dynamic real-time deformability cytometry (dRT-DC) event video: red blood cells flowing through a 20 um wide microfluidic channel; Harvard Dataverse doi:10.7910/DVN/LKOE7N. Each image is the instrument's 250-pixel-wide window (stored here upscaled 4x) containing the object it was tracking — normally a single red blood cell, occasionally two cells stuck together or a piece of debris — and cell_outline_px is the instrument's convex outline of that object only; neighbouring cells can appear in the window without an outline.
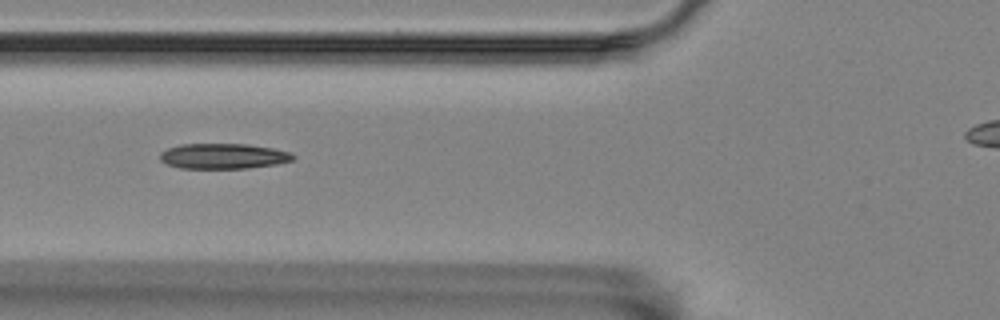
{"species": "Egyptian fruit bat (a non-hibernating species)", "species_latin": "Rousettus aegyptiacus", "temperature_condition": "room temperature", "stored_images_in_passage": 8, "segment_of_instrument_passage": [2, 2], "camera_frame_rate_fps": 3000, "um_per_image_px": 0.085, "animal": {"sex": "female"}, "frame": {"image": 1, "passage_image": 7, "time_ms": 2.0, "image_size_px": [1000, 320], "cell_outline_px": [[296, 156], [292, 160], [276, 164], [248, 168], [180, 168], [168, 164], [160, 160], [160, 152], [168, 148], [180, 144], [248, 144], [272, 148], [288, 152]], "centroid_in_image_um": [18.96, 13.27], "position_along_channel_um": 106.8, "area_um2": 19.54}}